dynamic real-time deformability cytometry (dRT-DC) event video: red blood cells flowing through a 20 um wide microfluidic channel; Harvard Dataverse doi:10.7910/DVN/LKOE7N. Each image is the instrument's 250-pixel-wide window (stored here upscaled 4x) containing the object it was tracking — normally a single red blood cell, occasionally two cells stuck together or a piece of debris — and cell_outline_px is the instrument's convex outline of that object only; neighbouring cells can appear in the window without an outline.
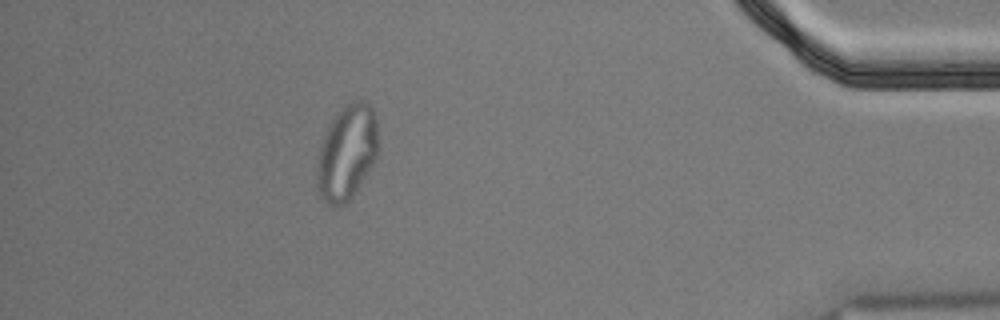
{"species": "Egyptian fruit bat (a non-hibernating species)", "species_latin": "Rousettus aegyptiacus", "temperature_condition": "cold", "stored_images_in_passage": 55, "segment_of_instrument_passage": [2, 2], "camera_frame_rate_fps": 3000, "um_per_image_px": 0.085, "animal": {"sex": "male"}, "frame": {"image": 1, "passage_image": 49, "time_ms": 16.0, "image_size_px": [1000, 320], "cell_outline_px": [[380, 148], [376, 160], [372, 168], [352, 196], [344, 204], [332, 208], [320, 196], [316, 184], [316, 164], [320, 148], [324, 136], [332, 120], [344, 104], [352, 100], [364, 100], [372, 108], [376, 120]], "centroid_in_image_um": [29.51, 12.98], "position_along_channel_um": 405.7, "area_um2": 34.45}}